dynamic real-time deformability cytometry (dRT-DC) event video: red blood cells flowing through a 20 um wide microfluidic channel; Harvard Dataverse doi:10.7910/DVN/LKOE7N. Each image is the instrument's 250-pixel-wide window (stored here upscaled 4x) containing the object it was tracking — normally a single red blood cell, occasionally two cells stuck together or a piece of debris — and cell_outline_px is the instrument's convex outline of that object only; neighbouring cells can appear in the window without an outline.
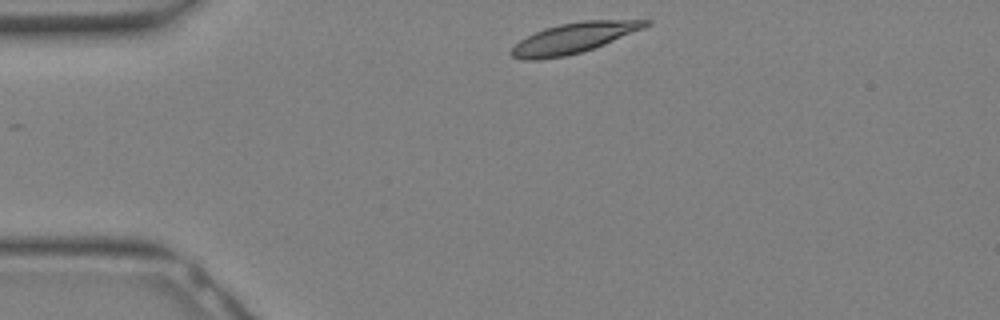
{"species": "Egyptian fruit bat (a non-hibernating species)", "species_latin": "Rousettus aegyptiacus", "temperature_condition": "warm", "stored_images_in_passage": 25, "camera_frame_rate_fps": 3000, "um_per_image_px": 0.085, "animal": {"sex": "female"}, "frame": {"image": 1, "passage_image": 1, "time_ms": 0.0, "image_size_px": [1000, 320], "cell_outline_px": [[652, 24], [644, 28], [604, 44], [580, 52], [564, 56], [536, 60], [524, 60], [512, 56], [508, 52], [520, 40], [544, 28], [560, 24], [584, 20], [652, 20]], "centroid_in_image_um": [48.76, 3.22], "position_along_channel_um": 36.2, "area_um2": 23.47}}
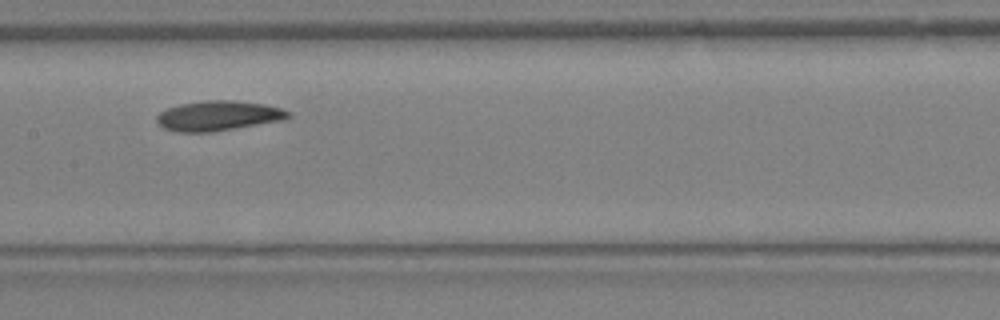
{"frame": {"image": 2, "passage_image": 10, "time_ms": 3.0, "image_size_px": [1000, 320], "cell_outline_px": [[292, 116], [284, 120], [208, 132], [176, 132], [164, 128], [156, 120], [156, 116], [160, 112], [168, 108], [180, 104], [204, 100], [236, 100], [264, 104], [280, 108], [292, 112]], "centroid_in_image_um": [18.57, 9.83], "position_along_channel_um": 188.8, "area_um2": 22.89}}
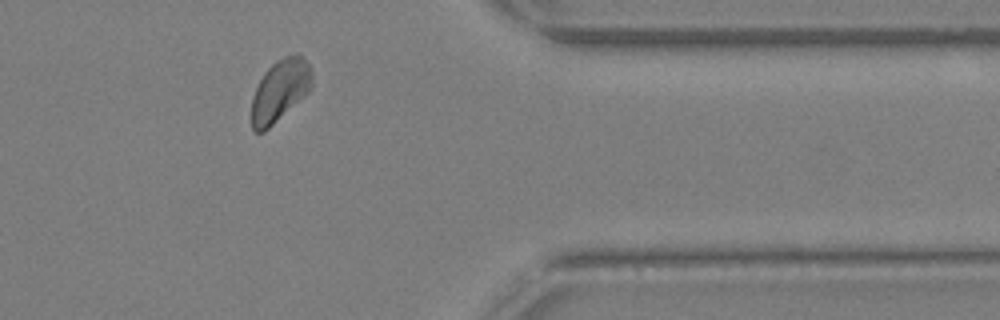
{"frame": {"image": 3, "passage_image": 20, "time_ms": 6.333, "image_size_px": [1000, 320], "cell_outline_px": [[312, 88], [304, 96], [264, 132], [256, 132], [252, 128], [252, 96], [264, 72], [276, 60], [284, 56], [296, 52], [300, 52], [304, 56], [312, 72]], "centroid_in_image_um": [23.82, 7.64], "position_along_channel_um": 387.6, "area_um2": 21.85}}